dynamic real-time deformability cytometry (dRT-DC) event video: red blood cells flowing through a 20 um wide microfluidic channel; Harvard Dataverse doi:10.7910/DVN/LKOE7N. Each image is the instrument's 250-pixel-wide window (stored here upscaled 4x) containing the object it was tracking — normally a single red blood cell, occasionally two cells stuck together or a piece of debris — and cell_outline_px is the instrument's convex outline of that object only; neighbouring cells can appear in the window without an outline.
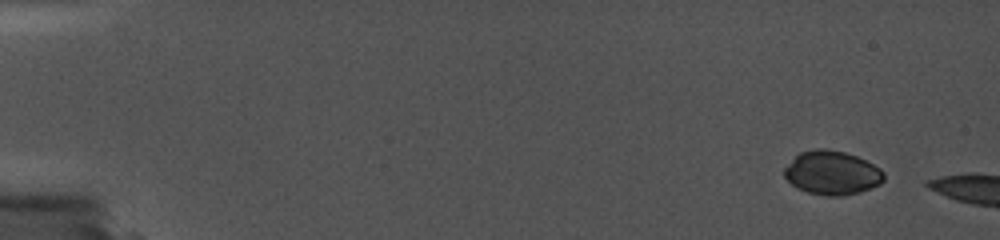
{"species": "common noctule bat (a hibernating species)", "species_latin": "Nyctalus noctula", "temperature_condition": "cold", "stored_images_in_passage": 3, "camera_frame_rate_fps": 5000, "um_per_image_px": 0.085, "animal": {"sex": "female", "body_mass_g": 19.0, "forearm_length_mm": 56.7}, "frame": {"image": 1, "passage_image": 1, "time_ms": 0.0, "image_size_px": [1000, 240], "cell_outline_px": [[884, 180], [880, 184], [860, 192], [840, 196], [824, 196], [808, 192], [796, 188], [784, 176], [784, 168], [800, 152], [816, 148], [828, 148], [844, 152], [856, 156], [880, 168], [884, 172]], "centroid_in_image_um": [70.72, 14.69], "position_along_channel_um": 14.3, "area_um2": 25.43}}